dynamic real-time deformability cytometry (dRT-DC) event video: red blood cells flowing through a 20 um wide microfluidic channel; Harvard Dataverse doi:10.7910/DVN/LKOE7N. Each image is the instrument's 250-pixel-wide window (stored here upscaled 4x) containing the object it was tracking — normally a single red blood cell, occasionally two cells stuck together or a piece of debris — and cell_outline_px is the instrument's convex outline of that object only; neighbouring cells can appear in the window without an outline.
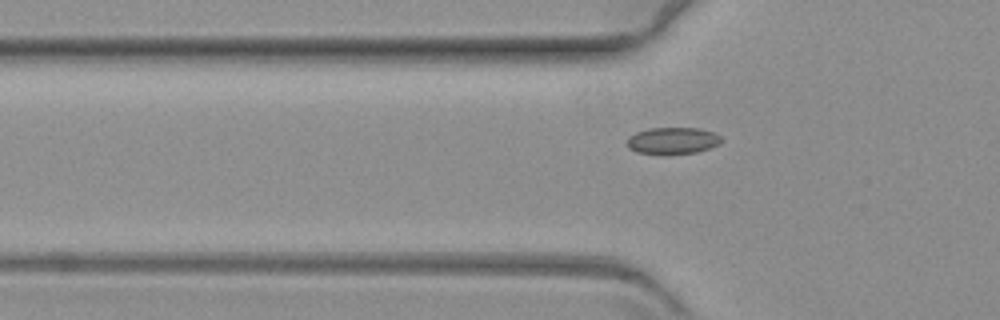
{"species": "common noctule bat (a hibernating species)", "species_latin": "Nyctalus noctula", "temperature_condition": "warm", "stored_images_in_passage": 36, "camera_frame_rate_fps": 3000, "um_per_image_px": 0.085, "animal": {"sex": "female", "body_mass_g": 19.3, "forearm_length_mm": 54.1}, "frame": {"image": 1, "passage_image": 7, "time_ms": 2.0, "image_size_px": [1000, 320], "cell_outline_px": [[724, 140], [720, 144], [696, 152], [636, 152], [628, 148], [628, 136], [636, 132], [648, 128], [700, 128], [712, 132], [720, 136]], "centroid_in_image_um": [57.2, 11.91], "position_along_channel_um": 68.6, "area_um2": 14.22}}
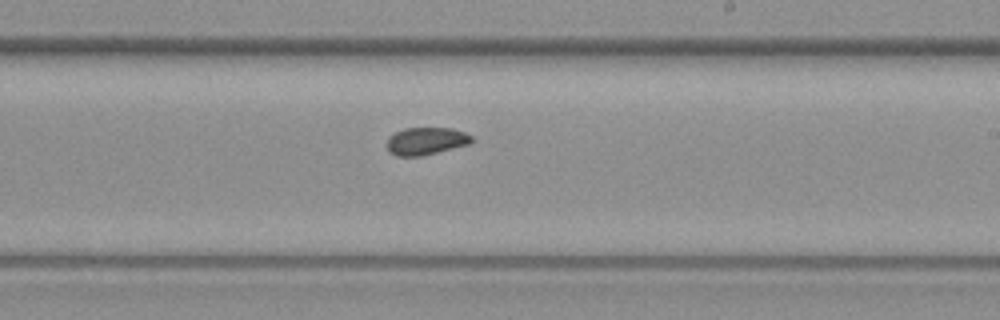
{"frame": {"image": 2, "passage_image": 23, "time_ms": 7.333, "image_size_px": [1000, 320], "cell_outline_px": [[472, 140], [468, 144], [420, 156], [396, 156], [388, 152], [384, 144], [388, 136], [404, 128], [452, 128], [464, 132], [472, 136]], "centroid_in_image_um": [36.12, 11.99], "position_along_channel_um": 252.9, "area_um2": 13.64}}
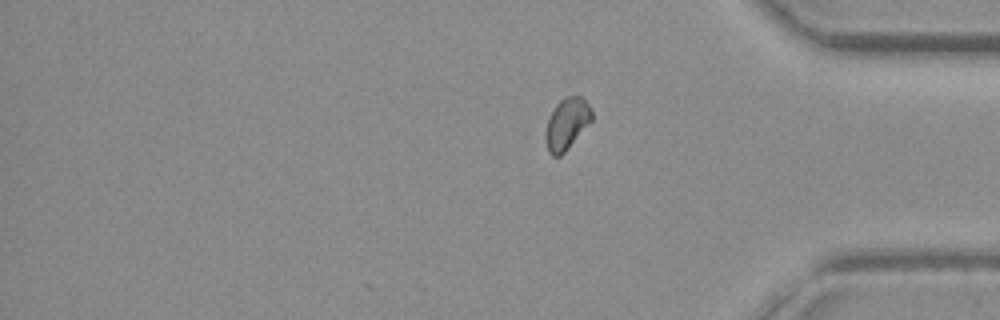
{"frame": {"image": 3, "passage_image": 36, "time_ms": 11.667, "image_size_px": [1000, 320], "cell_outline_px": [[592, 120], [568, 148], [560, 156], [552, 156], [548, 152], [544, 140], [544, 132], [548, 120], [556, 104], [564, 96], [584, 96], [592, 108]], "centroid_in_image_um": [48.17, 10.5], "position_along_channel_um": 387.0, "area_um2": 14.05}}